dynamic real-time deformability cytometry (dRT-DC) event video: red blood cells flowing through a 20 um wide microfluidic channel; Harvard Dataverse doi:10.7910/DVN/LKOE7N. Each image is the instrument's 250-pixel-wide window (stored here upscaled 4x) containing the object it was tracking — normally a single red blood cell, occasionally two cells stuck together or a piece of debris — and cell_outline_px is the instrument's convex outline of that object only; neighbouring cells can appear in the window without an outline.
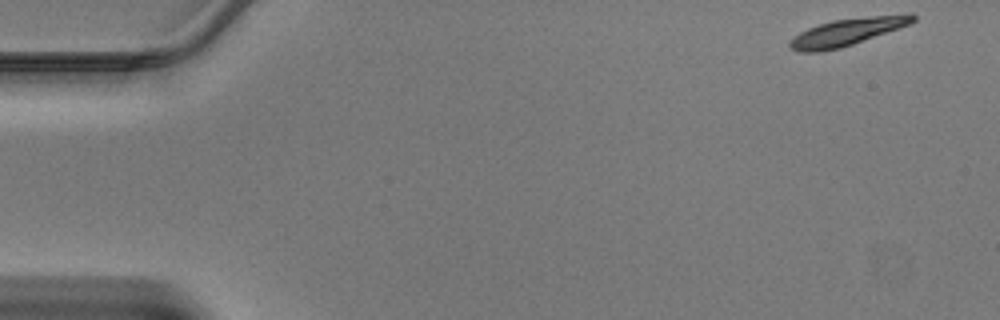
{"species": "Egyptian fruit bat (a non-hibernating species)", "species_latin": "Rousettus aegyptiacus", "temperature_condition": "warm", "stored_images_in_passage": 45, "camera_frame_rate_fps": 3000, "um_per_image_px": 0.085, "animal": {"sex": "male"}, "frame": {"image": 1, "passage_image": 1, "time_ms": 0.0, "image_size_px": [1000, 320], "cell_outline_px": [[916, 20], [900, 28], [840, 48], [820, 52], [800, 52], [792, 48], [788, 44], [800, 32], [808, 28], [832, 20], [912, 12], [916, 16]], "centroid_in_image_um": [72.07, 2.7], "position_along_channel_um": 12.9, "area_um2": 19.36}}
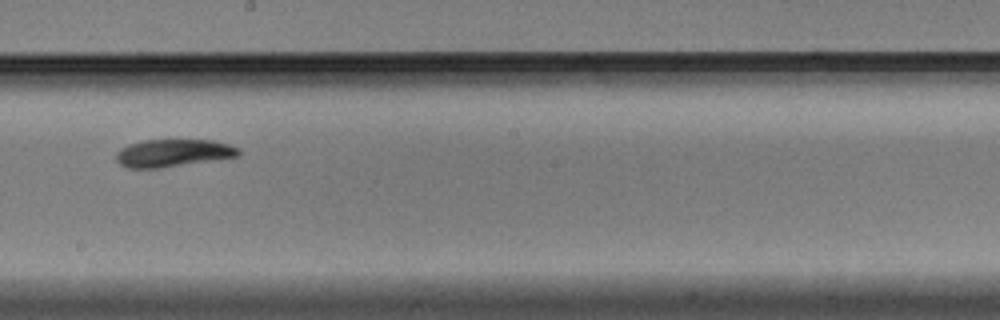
{"frame": {"image": 2, "passage_image": 25, "time_ms": 8.0, "image_size_px": [1000, 320], "cell_outline_px": [[240, 156], [216, 160], [160, 168], [128, 168], [120, 164], [116, 160], [116, 152], [120, 148], [128, 144], [144, 140], [212, 140], [228, 144], [240, 148]], "centroid_in_image_um": [14.72, 13.01], "position_along_channel_um": 233.5, "area_um2": 19.83}}
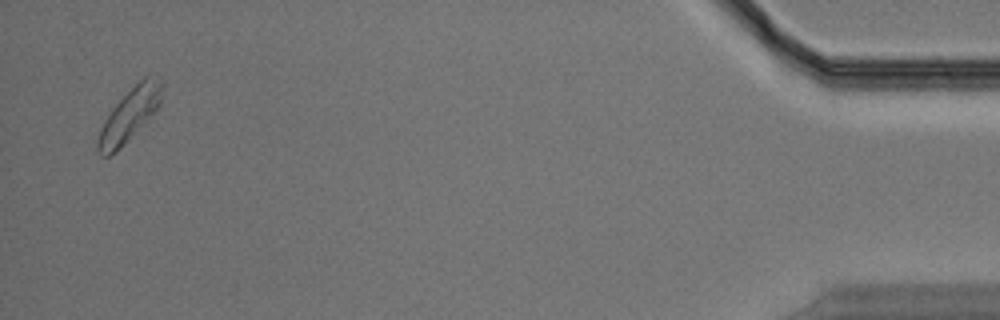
{"frame": {"image": 3, "passage_image": 44, "time_ms": 14.333, "image_size_px": [1000, 320], "cell_outline_px": [[164, 84], [160, 104], [156, 112], [120, 148], [108, 156], [100, 156], [96, 148], [96, 140], [104, 120], [112, 108], [144, 76], [148, 76], [164, 80]], "centroid_in_image_um": [11.02, 9.77], "position_along_channel_um": 424.2, "area_um2": 19.65}}